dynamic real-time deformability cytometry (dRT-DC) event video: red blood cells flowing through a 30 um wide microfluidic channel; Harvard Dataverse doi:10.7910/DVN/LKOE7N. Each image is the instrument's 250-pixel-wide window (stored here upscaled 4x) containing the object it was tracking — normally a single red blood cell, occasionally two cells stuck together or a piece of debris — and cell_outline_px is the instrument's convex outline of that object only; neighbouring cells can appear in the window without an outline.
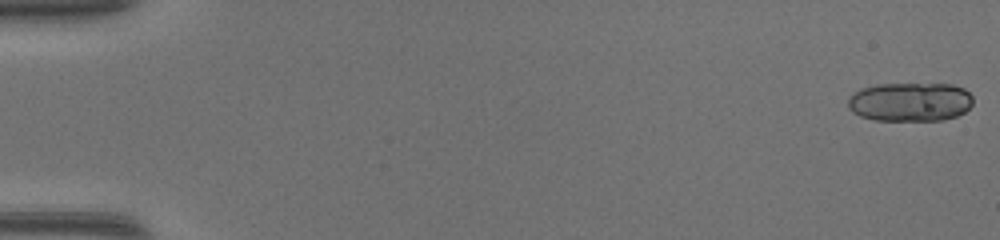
{"species": "common noctule bat (a hibernating species)", "species_latin": "Nyctalus noctula", "temperature_condition": "warm", "stored_images_in_passage": 48, "segment_of_instrument_passage": [1, 2], "camera_frame_rate_fps": 3000, "um_per_image_px": 0.085, "animal": {"sex": "female", "body_mass_g": 17.0, "forearm_length_mm": 48.0}, "frame": {"image": 1, "passage_image": 1, "time_ms": 0.0, "image_size_px": [1000, 240], "cell_outline_px": [[972, 104], [964, 112], [956, 116], [944, 120], [876, 120], [860, 116], [852, 112], [848, 108], [848, 96], [860, 88], [876, 84], [952, 84], [964, 88], [972, 96]], "centroid_in_image_um": [77.34, 8.65], "position_along_channel_um": 7.7, "area_um2": 28.61}}
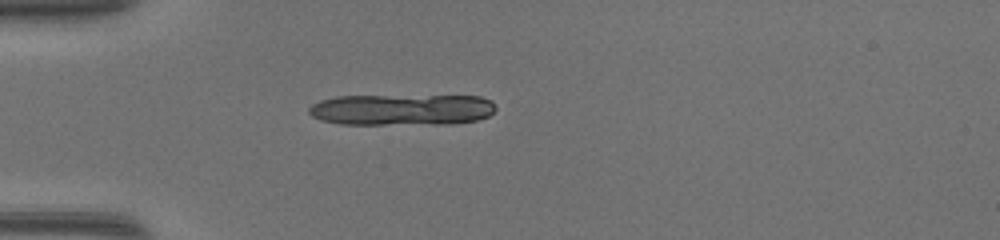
{"frame": {"image": 2, "passage_image": 15, "time_ms": 4.667, "image_size_px": [1000, 240], "cell_outline_px": [[496, 108], [488, 116], [476, 120], [444, 124], [340, 124], [320, 120], [312, 116], [308, 112], [308, 108], [312, 104], [320, 100], [336, 96], [480, 96], [492, 100]], "centroid_in_image_um": [34.13, 9.32], "position_along_channel_um": 50.9, "area_um2": 34.16}}